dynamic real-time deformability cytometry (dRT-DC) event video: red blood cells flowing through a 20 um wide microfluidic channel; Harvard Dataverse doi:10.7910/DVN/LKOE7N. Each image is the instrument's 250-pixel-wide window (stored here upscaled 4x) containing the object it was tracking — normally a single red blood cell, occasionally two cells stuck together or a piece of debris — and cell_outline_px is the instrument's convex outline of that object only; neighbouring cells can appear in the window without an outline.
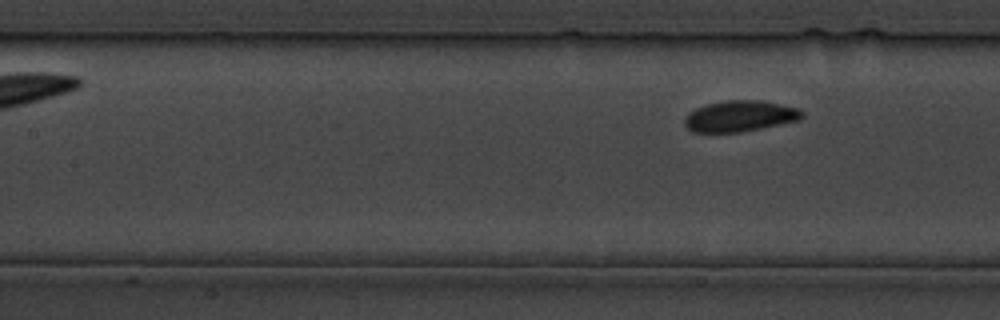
{"species": "common noctule bat (a hibernating species)", "species_latin": "Nyctalus noctula", "temperature_condition": "cold", "stored_images_in_passage": 9, "segment_of_instrument_passage": [2, 2], "camera_frame_rate_fps": 3000, "um_per_image_px": 0.085, "animal": {"sex": "male", "body_mass_g": 19.5, "forearm_length_mm": 54.6}, "frame": {"image": 1, "passage_image": 9, "time_ms": 11.667, "image_size_px": [1000, 320], "cell_outline_px": [[804, 116], [800, 120], [740, 132], [692, 132], [684, 124], [684, 120], [688, 112], [704, 104], [724, 100], [760, 100], [800, 108], [804, 112]], "centroid_in_image_um": [62.89, 9.86], "position_along_channel_um": 144.5, "area_um2": 21.39}}